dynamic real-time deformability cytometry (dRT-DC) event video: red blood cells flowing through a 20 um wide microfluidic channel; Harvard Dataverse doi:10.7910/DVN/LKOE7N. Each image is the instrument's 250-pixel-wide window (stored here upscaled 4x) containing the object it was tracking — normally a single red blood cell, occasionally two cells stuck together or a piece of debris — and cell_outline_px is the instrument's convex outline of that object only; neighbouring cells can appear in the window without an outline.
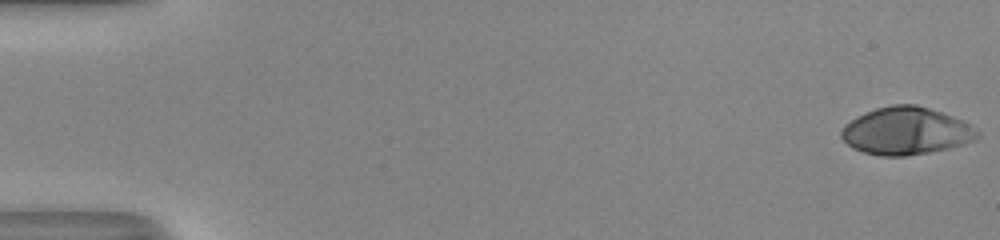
{"species": "human", "species_latin": "Homo sapiens", "temperature_condition": "room temperature", "stored_images_in_passage": 52, "camera_frame_rate_fps": 3000, "um_per_image_px": 0.085, "donor": {"sex": "male"}, "frame": {"image": 1, "passage_image": 1, "time_ms": 0.0, "image_size_px": [1000, 240], "cell_outline_px": [[980, 136], [976, 140], [948, 148], [928, 152], [904, 156], [880, 156], [864, 152], [852, 148], [840, 136], [840, 132], [844, 124], [856, 116], [876, 108], [892, 104], [916, 104], [964, 120], [976, 128], [980, 132]], "centroid_in_image_um": [77.01, 11.13], "position_along_channel_um": 8.0, "area_um2": 37.74}}
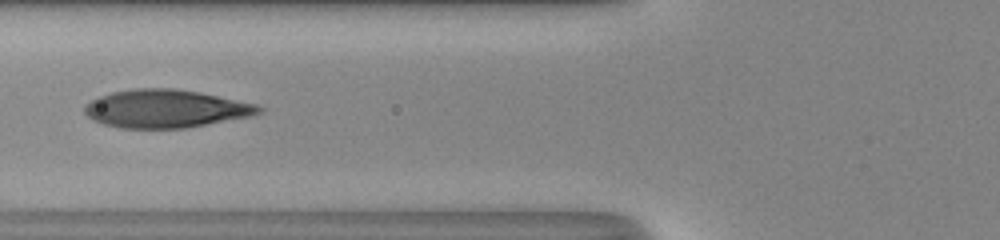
{"frame": {"image": 2, "passage_image": 22, "time_ms": 7.0, "image_size_px": [1000, 240], "cell_outline_px": [[264, 108], [260, 112], [252, 116], [184, 128], [120, 128], [104, 124], [92, 120], [84, 112], [84, 108], [92, 100], [100, 96], [112, 92], [136, 88], [172, 88], [200, 92], [256, 104]], "centroid_in_image_um": [14.09, 9.24], "position_along_channel_um": 111.7, "area_um2": 38.44}}
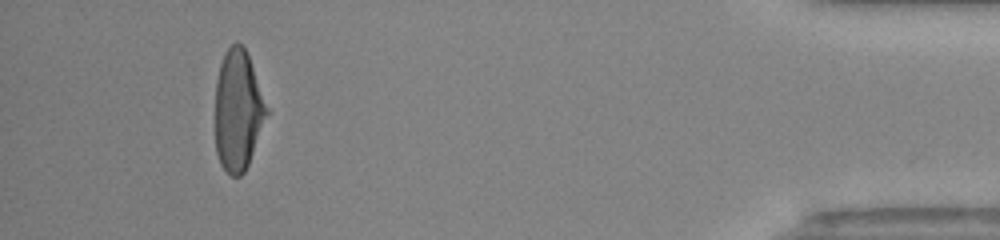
{"frame": {"image": 3, "passage_image": 49, "time_ms": 16.0, "image_size_px": [1000, 240], "cell_outline_px": [[268, 112], [248, 164], [244, 172], [240, 176], [232, 176], [220, 164], [216, 152], [216, 80], [220, 64], [224, 52], [236, 40], [244, 48], [248, 56], [268, 108]], "centroid_in_image_um": [20.21, 9.38], "position_along_channel_um": 415.0, "area_um2": 35.66}, "authors_computed_cell_mechanics": {"area_um2": 37.8879, "velocity_mm_per_s": 4.0847, "shape_relaxation_time_tau1_ms": 5.9695, "shape_relaxation_time_tau2_ms": 0.6449, "deformation_change_tau1": 0.2704, "deformation_change_tau2": 0.0598}}